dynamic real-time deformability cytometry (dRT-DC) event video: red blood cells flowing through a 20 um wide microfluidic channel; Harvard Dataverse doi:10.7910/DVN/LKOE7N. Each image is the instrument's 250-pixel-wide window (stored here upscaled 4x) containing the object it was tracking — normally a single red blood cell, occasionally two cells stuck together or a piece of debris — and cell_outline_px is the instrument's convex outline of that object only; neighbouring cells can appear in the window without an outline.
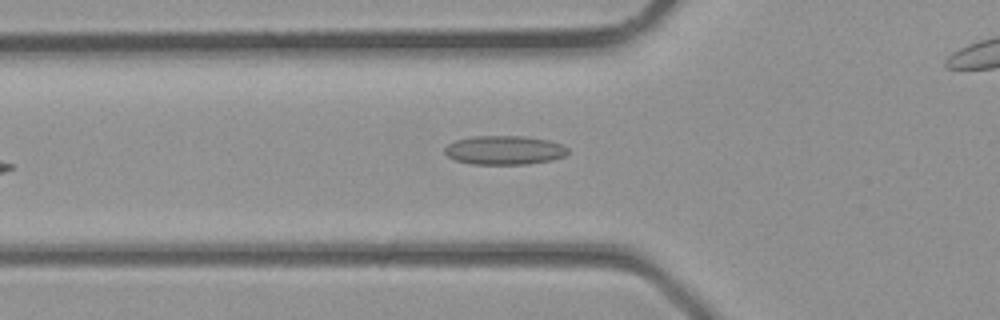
{"species": "common noctule bat (a hibernating species)", "species_latin": "Nyctalus noctula", "temperature_condition": "room temperature", "stored_images_in_passage": 5, "camera_frame_rate_fps": 3000, "um_per_image_px": 0.085, "animal": {"sex": "male", "body_mass_g": 23.1, "forearm_length_mm": 52.7}, "frame": {"image": 1, "passage_image": 4, "time_ms": 1.0, "image_size_px": [1000, 320], "cell_outline_px": [[568, 152], [564, 156], [552, 160], [528, 164], [472, 164], [456, 160], [448, 156], [444, 152], [444, 148], [448, 144], [456, 140], [472, 136], [524, 136], [548, 140], [560, 144], [568, 148]], "centroid_in_image_um": [42.86, 12.76], "position_along_channel_um": 82.9, "area_um2": 20.75}}